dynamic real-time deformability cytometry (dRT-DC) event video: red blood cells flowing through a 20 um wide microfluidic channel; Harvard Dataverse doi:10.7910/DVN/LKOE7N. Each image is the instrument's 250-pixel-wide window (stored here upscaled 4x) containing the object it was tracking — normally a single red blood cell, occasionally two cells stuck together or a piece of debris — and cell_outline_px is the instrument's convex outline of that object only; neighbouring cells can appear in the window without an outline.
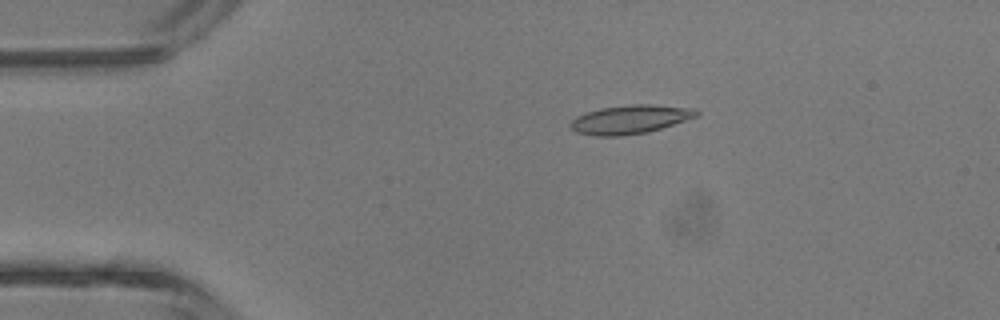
{"species": "common noctule bat (a hibernating species)", "species_latin": "Nyctalus noctula", "temperature_condition": "room temperature", "stored_images_in_passage": 4, "camera_frame_rate_fps": 3000, "um_per_image_px": 0.085, "animal": {"sex": "male", "body_mass_g": 13.3}, "frame": {"image": 1, "passage_image": 3, "time_ms": 2.333, "image_size_px": [1000, 320], "cell_outline_px": [[700, 116], [648, 132], [620, 136], [592, 136], [576, 132], [568, 124], [576, 116], [600, 108], [632, 104], [652, 104], [696, 108], [700, 112]], "centroid_in_image_um": [53.6, 10.14], "position_along_channel_um": 31.4, "area_um2": 21.33}}